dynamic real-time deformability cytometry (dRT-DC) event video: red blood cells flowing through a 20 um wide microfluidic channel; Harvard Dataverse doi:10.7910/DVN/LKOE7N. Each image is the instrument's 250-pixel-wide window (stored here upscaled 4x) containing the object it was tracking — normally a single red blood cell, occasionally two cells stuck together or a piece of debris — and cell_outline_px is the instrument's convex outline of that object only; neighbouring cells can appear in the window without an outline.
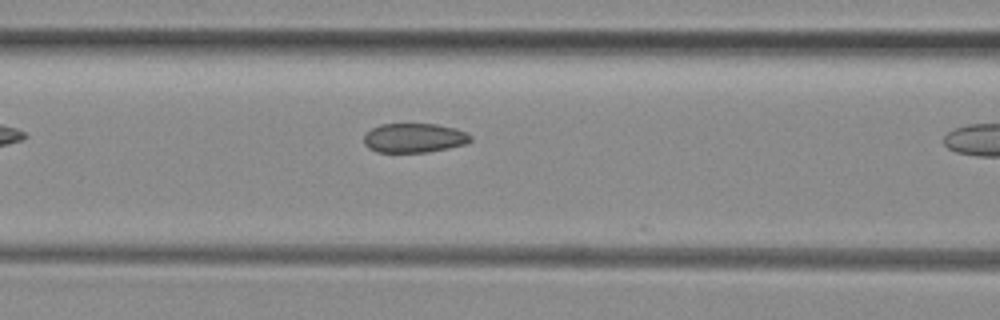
{"species": "common noctule bat (a hibernating species)", "species_latin": "Nyctalus noctula", "temperature_condition": "room temperature", "stored_images_in_passage": 6, "camera_frame_rate_fps": 3000, "um_per_image_px": 0.085, "animal": {"sex": "female", "body_mass_g": 29.2, "forearm_length_mm": 56.3}, "frame": {"image": 1, "passage_image": 5, "time_ms": 1.333, "image_size_px": [1000, 320], "cell_outline_px": [[472, 140], [468, 144], [428, 152], [376, 152], [368, 148], [364, 144], [364, 136], [372, 128], [380, 124], [436, 124], [456, 128], [472, 136]], "centroid_in_image_um": [35.22, 11.73], "position_along_channel_um": 131.4, "area_um2": 18.32}}